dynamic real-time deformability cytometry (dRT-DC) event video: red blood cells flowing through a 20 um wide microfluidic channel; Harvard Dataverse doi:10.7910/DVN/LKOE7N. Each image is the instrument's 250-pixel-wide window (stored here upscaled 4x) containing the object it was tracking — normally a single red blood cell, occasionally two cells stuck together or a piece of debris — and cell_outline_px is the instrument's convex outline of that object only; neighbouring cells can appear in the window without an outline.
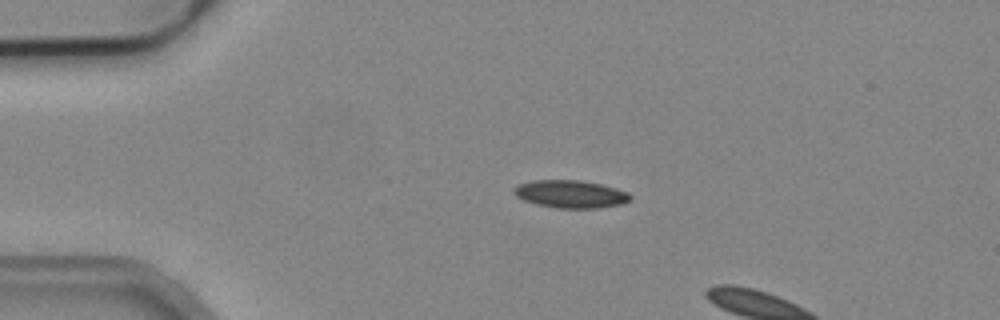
{"species": "common noctule bat (a hibernating species)", "species_latin": "Nyctalus noctula", "temperature_condition": "cold", "stored_images_in_passage": 2, "camera_frame_rate_fps": 3000, "um_per_image_px": 0.085, "animal": {"sex": "male", "body_mass_g": 19.2, "forearm_length_mm": 51.8}, "frame": {"image": 1, "passage_image": 1, "time_ms": 0.0, "image_size_px": [1000, 320], "cell_outline_px": [[632, 200], [620, 204], [600, 208], [556, 208], [536, 204], [524, 200], [516, 196], [512, 192], [512, 188], [520, 184], [532, 180], [580, 180], [600, 184], [616, 188], [628, 192], [632, 196]], "centroid_in_image_um": [48.5, 16.5], "position_along_channel_um": 36.5, "area_um2": 18.9}}